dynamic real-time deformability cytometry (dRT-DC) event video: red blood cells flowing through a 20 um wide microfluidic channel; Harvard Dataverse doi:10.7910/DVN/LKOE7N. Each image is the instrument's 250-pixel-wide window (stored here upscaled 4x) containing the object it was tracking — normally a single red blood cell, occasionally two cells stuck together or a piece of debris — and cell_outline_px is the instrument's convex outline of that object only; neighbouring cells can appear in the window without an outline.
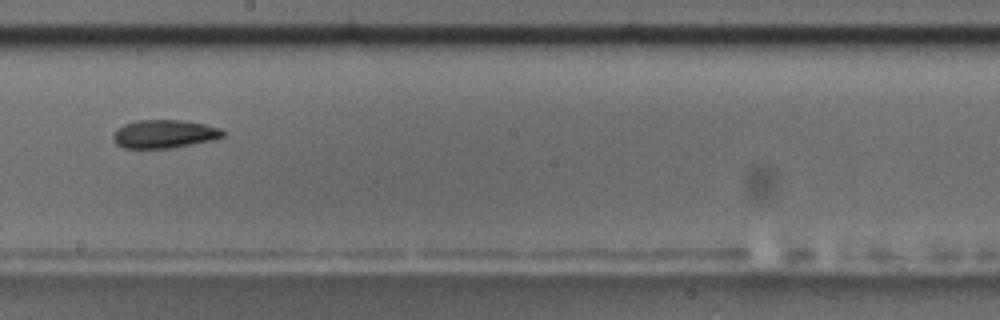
{"species": "common noctule bat (a hibernating species)", "species_latin": "Nyctalus noctula", "temperature_condition": "room temperature", "stored_images_in_passage": 11, "camera_frame_rate_fps": 3000, "um_per_image_px": 0.085, "animal": {"sex": "male", "body_mass_g": 17.5, "forearm_length_mm": 52.3}, "frame": {"image": 1, "passage_image": 10, "time_ms": 10.333, "image_size_px": [1000, 320], "cell_outline_px": [[224, 136], [212, 140], [172, 148], [124, 148], [116, 144], [112, 140], [112, 136], [116, 128], [124, 124], [136, 120], [184, 120], [204, 124], [220, 128], [224, 132]], "centroid_in_image_um": [13.92, 11.38], "position_along_channel_um": 234.3, "area_um2": 18.21}}